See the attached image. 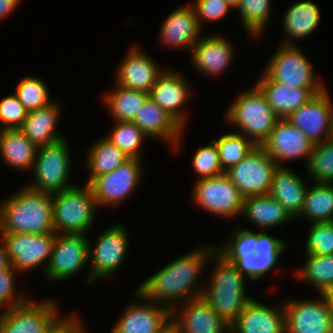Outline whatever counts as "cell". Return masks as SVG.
I'll use <instances>...</instances> for the list:
<instances>
[{
	"label": "cell",
	"instance_id": "6da1fadb",
	"mask_svg": "<svg viewBox=\"0 0 333 333\" xmlns=\"http://www.w3.org/2000/svg\"><path fill=\"white\" fill-rule=\"evenodd\" d=\"M197 248L165 265L136 289L170 311L180 304L202 297L204 284L201 286L199 280L216 247L205 244Z\"/></svg>",
	"mask_w": 333,
	"mask_h": 333
},
{
	"label": "cell",
	"instance_id": "7a4b0ae2",
	"mask_svg": "<svg viewBox=\"0 0 333 333\" xmlns=\"http://www.w3.org/2000/svg\"><path fill=\"white\" fill-rule=\"evenodd\" d=\"M230 234L227 242L215 246L216 251L252 283L260 281L279 264V257L288 246L281 238L269 235L267 231L256 233L252 229L237 227Z\"/></svg>",
	"mask_w": 333,
	"mask_h": 333
},
{
	"label": "cell",
	"instance_id": "3957f363",
	"mask_svg": "<svg viewBox=\"0 0 333 333\" xmlns=\"http://www.w3.org/2000/svg\"><path fill=\"white\" fill-rule=\"evenodd\" d=\"M0 204V233L55 234L52 194L27 186Z\"/></svg>",
	"mask_w": 333,
	"mask_h": 333
},
{
	"label": "cell",
	"instance_id": "277c9868",
	"mask_svg": "<svg viewBox=\"0 0 333 333\" xmlns=\"http://www.w3.org/2000/svg\"><path fill=\"white\" fill-rule=\"evenodd\" d=\"M211 258L216 265H213L210 284L204 285L202 298L231 325L252 299L245 291L248 280L217 251Z\"/></svg>",
	"mask_w": 333,
	"mask_h": 333
},
{
	"label": "cell",
	"instance_id": "5b68a950",
	"mask_svg": "<svg viewBox=\"0 0 333 333\" xmlns=\"http://www.w3.org/2000/svg\"><path fill=\"white\" fill-rule=\"evenodd\" d=\"M229 124L240 131L257 146H261L280 119L271 109L265 95L255 85L243 90L226 109L225 117Z\"/></svg>",
	"mask_w": 333,
	"mask_h": 333
},
{
	"label": "cell",
	"instance_id": "8992f818",
	"mask_svg": "<svg viewBox=\"0 0 333 333\" xmlns=\"http://www.w3.org/2000/svg\"><path fill=\"white\" fill-rule=\"evenodd\" d=\"M83 187L75 185L52 193L56 234H87L94 225L98 205L90 185Z\"/></svg>",
	"mask_w": 333,
	"mask_h": 333
},
{
	"label": "cell",
	"instance_id": "52a82bcc",
	"mask_svg": "<svg viewBox=\"0 0 333 333\" xmlns=\"http://www.w3.org/2000/svg\"><path fill=\"white\" fill-rule=\"evenodd\" d=\"M71 155L66 138L51 145L37 147L32 168L34 181L27 187L47 193H55L75 186L69 184Z\"/></svg>",
	"mask_w": 333,
	"mask_h": 333
},
{
	"label": "cell",
	"instance_id": "ba28073f",
	"mask_svg": "<svg viewBox=\"0 0 333 333\" xmlns=\"http://www.w3.org/2000/svg\"><path fill=\"white\" fill-rule=\"evenodd\" d=\"M191 191L192 203L210 215L221 219L241 216L244 197L225 174L197 179Z\"/></svg>",
	"mask_w": 333,
	"mask_h": 333
},
{
	"label": "cell",
	"instance_id": "9c48e42d",
	"mask_svg": "<svg viewBox=\"0 0 333 333\" xmlns=\"http://www.w3.org/2000/svg\"><path fill=\"white\" fill-rule=\"evenodd\" d=\"M129 233L125 226L113 224L100 233L96 243L88 244L89 262L91 261L86 283L107 278L116 273L129 249Z\"/></svg>",
	"mask_w": 333,
	"mask_h": 333
},
{
	"label": "cell",
	"instance_id": "30bf717a",
	"mask_svg": "<svg viewBox=\"0 0 333 333\" xmlns=\"http://www.w3.org/2000/svg\"><path fill=\"white\" fill-rule=\"evenodd\" d=\"M278 164L261 147L254 150L238 164L225 171L228 179L244 198L269 194Z\"/></svg>",
	"mask_w": 333,
	"mask_h": 333
},
{
	"label": "cell",
	"instance_id": "8fae6325",
	"mask_svg": "<svg viewBox=\"0 0 333 333\" xmlns=\"http://www.w3.org/2000/svg\"><path fill=\"white\" fill-rule=\"evenodd\" d=\"M141 161L129 158L114 171L97 176L89 183L99 208L117 207L134 194L143 176Z\"/></svg>",
	"mask_w": 333,
	"mask_h": 333
},
{
	"label": "cell",
	"instance_id": "7c38bea8",
	"mask_svg": "<svg viewBox=\"0 0 333 333\" xmlns=\"http://www.w3.org/2000/svg\"><path fill=\"white\" fill-rule=\"evenodd\" d=\"M11 266L23 273L43 265L46 270L51 257L55 234L0 233Z\"/></svg>",
	"mask_w": 333,
	"mask_h": 333
},
{
	"label": "cell",
	"instance_id": "4fadbf2b",
	"mask_svg": "<svg viewBox=\"0 0 333 333\" xmlns=\"http://www.w3.org/2000/svg\"><path fill=\"white\" fill-rule=\"evenodd\" d=\"M56 300L36 301L30 298L23 304L0 311V333H47L58 315Z\"/></svg>",
	"mask_w": 333,
	"mask_h": 333
},
{
	"label": "cell",
	"instance_id": "5bb4252c",
	"mask_svg": "<svg viewBox=\"0 0 333 333\" xmlns=\"http://www.w3.org/2000/svg\"><path fill=\"white\" fill-rule=\"evenodd\" d=\"M86 234H56L50 260L44 272L49 282L73 278L89 262Z\"/></svg>",
	"mask_w": 333,
	"mask_h": 333
},
{
	"label": "cell",
	"instance_id": "9a60e30c",
	"mask_svg": "<svg viewBox=\"0 0 333 333\" xmlns=\"http://www.w3.org/2000/svg\"><path fill=\"white\" fill-rule=\"evenodd\" d=\"M263 73L271 80L293 87H325L315 78L312 64L295 45L280 44Z\"/></svg>",
	"mask_w": 333,
	"mask_h": 333
},
{
	"label": "cell",
	"instance_id": "2e32d148",
	"mask_svg": "<svg viewBox=\"0 0 333 333\" xmlns=\"http://www.w3.org/2000/svg\"><path fill=\"white\" fill-rule=\"evenodd\" d=\"M317 299H289L284 304L285 333H333V318L324 294Z\"/></svg>",
	"mask_w": 333,
	"mask_h": 333
},
{
	"label": "cell",
	"instance_id": "e0dca14e",
	"mask_svg": "<svg viewBox=\"0 0 333 333\" xmlns=\"http://www.w3.org/2000/svg\"><path fill=\"white\" fill-rule=\"evenodd\" d=\"M135 300L121 312L109 333H156L171 317V311L146 298L139 290Z\"/></svg>",
	"mask_w": 333,
	"mask_h": 333
},
{
	"label": "cell",
	"instance_id": "ac0fdd59",
	"mask_svg": "<svg viewBox=\"0 0 333 333\" xmlns=\"http://www.w3.org/2000/svg\"><path fill=\"white\" fill-rule=\"evenodd\" d=\"M333 102L326 88L311 98L287 120L300 129L313 143H321L331 137Z\"/></svg>",
	"mask_w": 333,
	"mask_h": 333
},
{
	"label": "cell",
	"instance_id": "d6986e66",
	"mask_svg": "<svg viewBox=\"0 0 333 333\" xmlns=\"http://www.w3.org/2000/svg\"><path fill=\"white\" fill-rule=\"evenodd\" d=\"M314 144L296 126L286 118H280L268 138L261 147L278 164L284 166L283 161L301 159L308 164ZM281 162V163H280Z\"/></svg>",
	"mask_w": 333,
	"mask_h": 333
},
{
	"label": "cell",
	"instance_id": "ffe728a7",
	"mask_svg": "<svg viewBox=\"0 0 333 333\" xmlns=\"http://www.w3.org/2000/svg\"><path fill=\"white\" fill-rule=\"evenodd\" d=\"M183 76L180 71L166 68L149 91V97L185 129L188 115L183 111L184 105L193 93L191 85Z\"/></svg>",
	"mask_w": 333,
	"mask_h": 333
},
{
	"label": "cell",
	"instance_id": "44dd1931",
	"mask_svg": "<svg viewBox=\"0 0 333 333\" xmlns=\"http://www.w3.org/2000/svg\"><path fill=\"white\" fill-rule=\"evenodd\" d=\"M127 52L118 65L114 84L149 93L165 69H161L137 44L130 47Z\"/></svg>",
	"mask_w": 333,
	"mask_h": 333
},
{
	"label": "cell",
	"instance_id": "7402d4cb",
	"mask_svg": "<svg viewBox=\"0 0 333 333\" xmlns=\"http://www.w3.org/2000/svg\"><path fill=\"white\" fill-rule=\"evenodd\" d=\"M171 318L178 324L181 333H230L227 323L202 298H196L176 306Z\"/></svg>",
	"mask_w": 333,
	"mask_h": 333
},
{
	"label": "cell",
	"instance_id": "603a6c76",
	"mask_svg": "<svg viewBox=\"0 0 333 333\" xmlns=\"http://www.w3.org/2000/svg\"><path fill=\"white\" fill-rule=\"evenodd\" d=\"M190 52H192L193 67L212 78L228 72L227 69L234 61L232 58H235L233 44L219 33L211 34V36L201 35Z\"/></svg>",
	"mask_w": 333,
	"mask_h": 333
},
{
	"label": "cell",
	"instance_id": "cb8c5ba5",
	"mask_svg": "<svg viewBox=\"0 0 333 333\" xmlns=\"http://www.w3.org/2000/svg\"><path fill=\"white\" fill-rule=\"evenodd\" d=\"M256 86L265 95L272 111L286 118L326 87H293L269 79L263 72Z\"/></svg>",
	"mask_w": 333,
	"mask_h": 333
},
{
	"label": "cell",
	"instance_id": "d4e9b609",
	"mask_svg": "<svg viewBox=\"0 0 333 333\" xmlns=\"http://www.w3.org/2000/svg\"><path fill=\"white\" fill-rule=\"evenodd\" d=\"M269 307L251 299L236 320L230 333H285L284 304Z\"/></svg>",
	"mask_w": 333,
	"mask_h": 333
},
{
	"label": "cell",
	"instance_id": "484cf974",
	"mask_svg": "<svg viewBox=\"0 0 333 333\" xmlns=\"http://www.w3.org/2000/svg\"><path fill=\"white\" fill-rule=\"evenodd\" d=\"M185 5V6H184ZM172 11L164 20L160 29V42L170 48L189 49L198 42L201 37L196 14L190 4H184Z\"/></svg>",
	"mask_w": 333,
	"mask_h": 333
},
{
	"label": "cell",
	"instance_id": "4316f807",
	"mask_svg": "<svg viewBox=\"0 0 333 333\" xmlns=\"http://www.w3.org/2000/svg\"><path fill=\"white\" fill-rule=\"evenodd\" d=\"M132 122L148 138L162 139L175 150L180 147L185 129L150 97Z\"/></svg>",
	"mask_w": 333,
	"mask_h": 333
},
{
	"label": "cell",
	"instance_id": "83f0119b",
	"mask_svg": "<svg viewBox=\"0 0 333 333\" xmlns=\"http://www.w3.org/2000/svg\"><path fill=\"white\" fill-rule=\"evenodd\" d=\"M60 107L58 101L54 100L48 106L29 111L19 130L36 147L63 140L65 137L56 130L62 113Z\"/></svg>",
	"mask_w": 333,
	"mask_h": 333
},
{
	"label": "cell",
	"instance_id": "f1b7e54d",
	"mask_svg": "<svg viewBox=\"0 0 333 333\" xmlns=\"http://www.w3.org/2000/svg\"><path fill=\"white\" fill-rule=\"evenodd\" d=\"M307 188L301 176L286 166H278L269 194L297 219L304 206Z\"/></svg>",
	"mask_w": 333,
	"mask_h": 333
},
{
	"label": "cell",
	"instance_id": "f546056e",
	"mask_svg": "<svg viewBox=\"0 0 333 333\" xmlns=\"http://www.w3.org/2000/svg\"><path fill=\"white\" fill-rule=\"evenodd\" d=\"M241 216L263 230L279 227L295 219L270 194L244 198Z\"/></svg>",
	"mask_w": 333,
	"mask_h": 333
},
{
	"label": "cell",
	"instance_id": "4dcf8cb0",
	"mask_svg": "<svg viewBox=\"0 0 333 333\" xmlns=\"http://www.w3.org/2000/svg\"><path fill=\"white\" fill-rule=\"evenodd\" d=\"M320 12L319 6L312 0L291 3L283 16L282 27L287 36L282 44L294 45L293 39L301 40L313 34L321 20Z\"/></svg>",
	"mask_w": 333,
	"mask_h": 333
},
{
	"label": "cell",
	"instance_id": "1f68e13d",
	"mask_svg": "<svg viewBox=\"0 0 333 333\" xmlns=\"http://www.w3.org/2000/svg\"><path fill=\"white\" fill-rule=\"evenodd\" d=\"M37 147L19 129L0 130V158L17 170L32 171Z\"/></svg>",
	"mask_w": 333,
	"mask_h": 333
},
{
	"label": "cell",
	"instance_id": "d6a6232c",
	"mask_svg": "<svg viewBox=\"0 0 333 333\" xmlns=\"http://www.w3.org/2000/svg\"><path fill=\"white\" fill-rule=\"evenodd\" d=\"M85 160V168L89 184L95 177L114 171L129 157L117 146L111 143L105 136L96 140L88 149Z\"/></svg>",
	"mask_w": 333,
	"mask_h": 333
},
{
	"label": "cell",
	"instance_id": "836d02e7",
	"mask_svg": "<svg viewBox=\"0 0 333 333\" xmlns=\"http://www.w3.org/2000/svg\"><path fill=\"white\" fill-rule=\"evenodd\" d=\"M114 86L113 90L105 94L104 105L114 121L132 122L149 98V93L130 90L117 84Z\"/></svg>",
	"mask_w": 333,
	"mask_h": 333
},
{
	"label": "cell",
	"instance_id": "e575fe53",
	"mask_svg": "<svg viewBox=\"0 0 333 333\" xmlns=\"http://www.w3.org/2000/svg\"><path fill=\"white\" fill-rule=\"evenodd\" d=\"M312 185L307 188L303 209L297 217H307L312 223L333 222V184Z\"/></svg>",
	"mask_w": 333,
	"mask_h": 333
},
{
	"label": "cell",
	"instance_id": "d590c367",
	"mask_svg": "<svg viewBox=\"0 0 333 333\" xmlns=\"http://www.w3.org/2000/svg\"><path fill=\"white\" fill-rule=\"evenodd\" d=\"M305 260L294 276L315 287L319 294L333 290V254H306Z\"/></svg>",
	"mask_w": 333,
	"mask_h": 333
},
{
	"label": "cell",
	"instance_id": "8d00e7d4",
	"mask_svg": "<svg viewBox=\"0 0 333 333\" xmlns=\"http://www.w3.org/2000/svg\"><path fill=\"white\" fill-rule=\"evenodd\" d=\"M212 140L217 145L220 165L224 172L238 164L257 146L252 140L239 132L226 133Z\"/></svg>",
	"mask_w": 333,
	"mask_h": 333
},
{
	"label": "cell",
	"instance_id": "74e56055",
	"mask_svg": "<svg viewBox=\"0 0 333 333\" xmlns=\"http://www.w3.org/2000/svg\"><path fill=\"white\" fill-rule=\"evenodd\" d=\"M114 127L105 137L129 158L141 159V147L148 137L134 122L114 121Z\"/></svg>",
	"mask_w": 333,
	"mask_h": 333
},
{
	"label": "cell",
	"instance_id": "f35d334b",
	"mask_svg": "<svg viewBox=\"0 0 333 333\" xmlns=\"http://www.w3.org/2000/svg\"><path fill=\"white\" fill-rule=\"evenodd\" d=\"M270 3L271 0H241L236 10L240 13L244 32L251 37L264 33L271 16Z\"/></svg>",
	"mask_w": 333,
	"mask_h": 333
},
{
	"label": "cell",
	"instance_id": "ab89813d",
	"mask_svg": "<svg viewBox=\"0 0 333 333\" xmlns=\"http://www.w3.org/2000/svg\"><path fill=\"white\" fill-rule=\"evenodd\" d=\"M305 168L315 183L333 184V140L314 144Z\"/></svg>",
	"mask_w": 333,
	"mask_h": 333
},
{
	"label": "cell",
	"instance_id": "60d3db41",
	"mask_svg": "<svg viewBox=\"0 0 333 333\" xmlns=\"http://www.w3.org/2000/svg\"><path fill=\"white\" fill-rule=\"evenodd\" d=\"M14 93L28 112L48 106L54 101L50 98L45 81L36 76L26 75L21 78Z\"/></svg>",
	"mask_w": 333,
	"mask_h": 333
},
{
	"label": "cell",
	"instance_id": "b9f144b4",
	"mask_svg": "<svg viewBox=\"0 0 333 333\" xmlns=\"http://www.w3.org/2000/svg\"><path fill=\"white\" fill-rule=\"evenodd\" d=\"M191 165L195 174H198V179L217 177L225 173L220 165L217 145L213 140L196 151Z\"/></svg>",
	"mask_w": 333,
	"mask_h": 333
},
{
	"label": "cell",
	"instance_id": "7bdbcfd3",
	"mask_svg": "<svg viewBox=\"0 0 333 333\" xmlns=\"http://www.w3.org/2000/svg\"><path fill=\"white\" fill-rule=\"evenodd\" d=\"M305 253L314 255L333 254V222L311 223Z\"/></svg>",
	"mask_w": 333,
	"mask_h": 333
},
{
	"label": "cell",
	"instance_id": "ee69618b",
	"mask_svg": "<svg viewBox=\"0 0 333 333\" xmlns=\"http://www.w3.org/2000/svg\"><path fill=\"white\" fill-rule=\"evenodd\" d=\"M27 114L28 111L15 93L5 96L0 100V121L3 125L0 130L19 129L27 118Z\"/></svg>",
	"mask_w": 333,
	"mask_h": 333
},
{
	"label": "cell",
	"instance_id": "f6af8a7d",
	"mask_svg": "<svg viewBox=\"0 0 333 333\" xmlns=\"http://www.w3.org/2000/svg\"><path fill=\"white\" fill-rule=\"evenodd\" d=\"M16 274L18 272L11 266L8 270L0 272V311L26 302V294L16 293ZM18 294V295H17Z\"/></svg>",
	"mask_w": 333,
	"mask_h": 333
},
{
	"label": "cell",
	"instance_id": "bcb514c9",
	"mask_svg": "<svg viewBox=\"0 0 333 333\" xmlns=\"http://www.w3.org/2000/svg\"><path fill=\"white\" fill-rule=\"evenodd\" d=\"M189 4L194 9L197 23L201 30L204 24L203 21H218L228 15L227 13L232 10L225 0H194Z\"/></svg>",
	"mask_w": 333,
	"mask_h": 333
},
{
	"label": "cell",
	"instance_id": "7dc6e473",
	"mask_svg": "<svg viewBox=\"0 0 333 333\" xmlns=\"http://www.w3.org/2000/svg\"><path fill=\"white\" fill-rule=\"evenodd\" d=\"M78 314L72 312L66 316H60L53 325L49 328L47 333H87L84 327L83 319Z\"/></svg>",
	"mask_w": 333,
	"mask_h": 333
},
{
	"label": "cell",
	"instance_id": "c3c4849f",
	"mask_svg": "<svg viewBox=\"0 0 333 333\" xmlns=\"http://www.w3.org/2000/svg\"><path fill=\"white\" fill-rule=\"evenodd\" d=\"M22 1L23 0H0V20L2 21L13 13Z\"/></svg>",
	"mask_w": 333,
	"mask_h": 333
},
{
	"label": "cell",
	"instance_id": "681fc988",
	"mask_svg": "<svg viewBox=\"0 0 333 333\" xmlns=\"http://www.w3.org/2000/svg\"><path fill=\"white\" fill-rule=\"evenodd\" d=\"M11 267L9 255L6 251L4 243L0 242V272L8 270Z\"/></svg>",
	"mask_w": 333,
	"mask_h": 333
},
{
	"label": "cell",
	"instance_id": "f907efd6",
	"mask_svg": "<svg viewBox=\"0 0 333 333\" xmlns=\"http://www.w3.org/2000/svg\"><path fill=\"white\" fill-rule=\"evenodd\" d=\"M156 333H181L178 324L170 317Z\"/></svg>",
	"mask_w": 333,
	"mask_h": 333
},
{
	"label": "cell",
	"instance_id": "816d5d0a",
	"mask_svg": "<svg viewBox=\"0 0 333 333\" xmlns=\"http://www.w3.org/2000/svg\"><path fill=\"white\" fill-rule=\"evenodd\" d=\"M324 296L326 297L333 318V290L324 293Z\"/></svg>",
	"mask_w": 333,
	"mask_h": 333
},
{
	"label": "cell",
	"instance_id": "f5cc1de1",
	"mask_svg": "<svg viewBox=\"0 0 333 333\" xmlns=\"http://www.w3.org/2000/svg\"><path fill=\"white\" fill-rule=\"evenodd\" d=\"M233 10L239 7L241 0H225Z\"/></svg>",
	"mask_w": 333,
	"mask_h": 333
},
{
	"label": "cell",
	"instance_id": "db71d44e",
	"mask_svg": "<svg viewBox=\"0 0 333 333\" xmlns=\"http://www.w3.org/2000/svg\"><path fill=\"white\" fill-rule=\"evenodd\" d=\"M331 140H333V114H332V125H331Z\"/></svg>",
	"mask_w": 333,
	"mask_h": 333
}]
</instances>
